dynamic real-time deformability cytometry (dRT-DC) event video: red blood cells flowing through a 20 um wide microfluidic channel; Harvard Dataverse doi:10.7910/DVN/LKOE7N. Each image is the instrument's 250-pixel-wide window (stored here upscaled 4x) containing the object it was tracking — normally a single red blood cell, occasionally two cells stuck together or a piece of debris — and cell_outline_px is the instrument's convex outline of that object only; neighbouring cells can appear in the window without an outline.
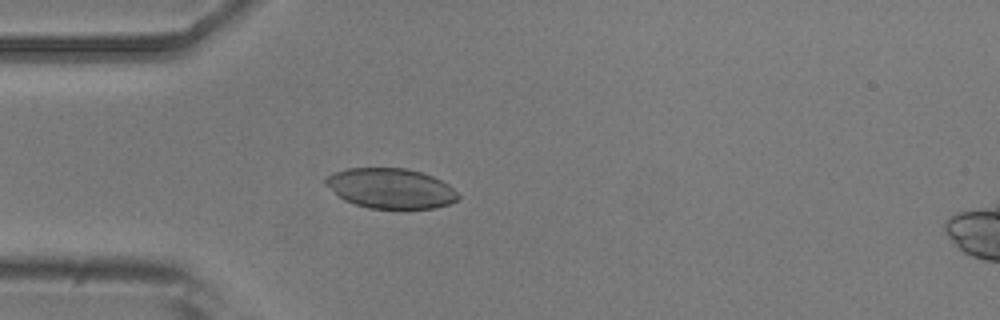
{"species": "common noctule bat (a hibernating species)", "species_latin": "Nyctalus noctula", "temperature_condition": "room temperature", "stored_images_in_passage": 4, "camera_frame_rate_fps": 3000, "um_per_image_px": 0.085, "animal": {"sex": "male", "body_mass_g": 20.5, "forearm_length_mm": 52.5}, "frame": {"image": 1, "passage_image": 4, "time_ms": 3.333, "image_size_px": [1000, 320], "cell_outline_px": [[460, 196], [456, 200], [448, 204], [436, 208], [368, 208], [344, 200], [324, 184], [324, 176], [332, 172], [348, 168], [408, 168], [432, 176], [448, 184]], "centroid_in_image_um": [33.16, 16.0], "position_along_channel_um": 51.8, "area_um2": 30.92}}